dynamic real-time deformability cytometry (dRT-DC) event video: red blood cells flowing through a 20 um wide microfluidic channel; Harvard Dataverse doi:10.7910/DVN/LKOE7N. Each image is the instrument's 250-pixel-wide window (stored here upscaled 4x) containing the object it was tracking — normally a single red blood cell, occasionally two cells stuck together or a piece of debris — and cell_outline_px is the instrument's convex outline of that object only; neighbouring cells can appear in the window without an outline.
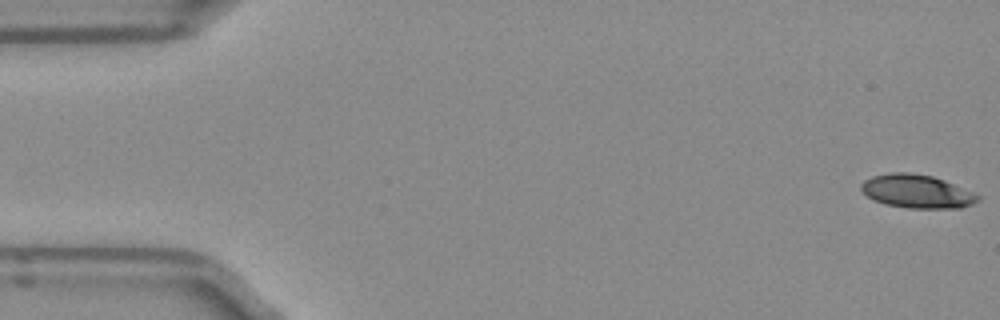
{"species": "Egyptian fruit bat (a non-hibernating species)", "species_latin": "Rousettus aegyptiacus", "temperature_condition": "room temperature", "stored_images_in_passage": 51, "camera_frame_rate_fps": 3000, "um_per_image_px": 0.085, "frame": {"image": 1, "passage_image": 1, "time_ms": 0.0, "image_size_px": [1000, 320], "cell_outline_px": [[980, 200], [972, 204], [960, 208], [908, 208], [884, 204], [872, 200], [860, 188], [860, 184], [864, 180], [872, 176], [892, 172], [908, 172], [932, 176], [944, 180], [972, 192], [980, 196]], "centroid_in_image_um": [77.91, 16.27], "position_along_channel_um": 7.1, "area_um2": 22.72}}
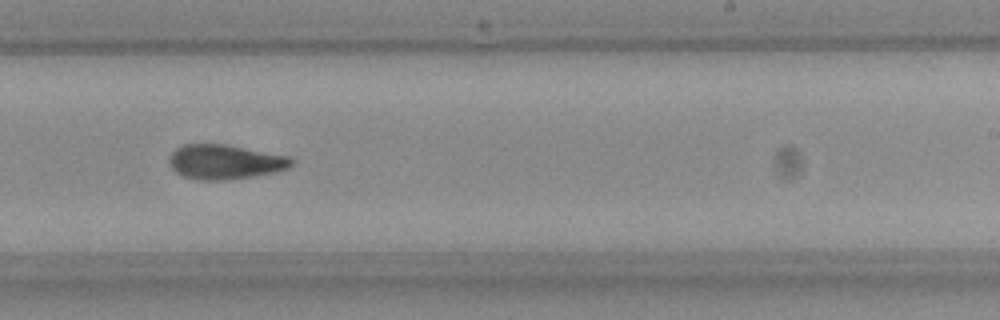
{"frame": {"image": 2, "passage_image": 31, "time_ms": 10.0, "image_size_px": [1000, 320], "cell_outline_px": [[292, 164], [288, 168], [276, 172], [252, 176], [224, 180], [200, 180], [184, 176], [176, 172], [172, 168], [172, 152], [176, 148], [184, 144], [224, 144], [288, 156], [292, 160]], "centroid_in_image_um": [19.14, 13.76], "position_along_channel_um": 269.9, "area_um2": 24.16}}
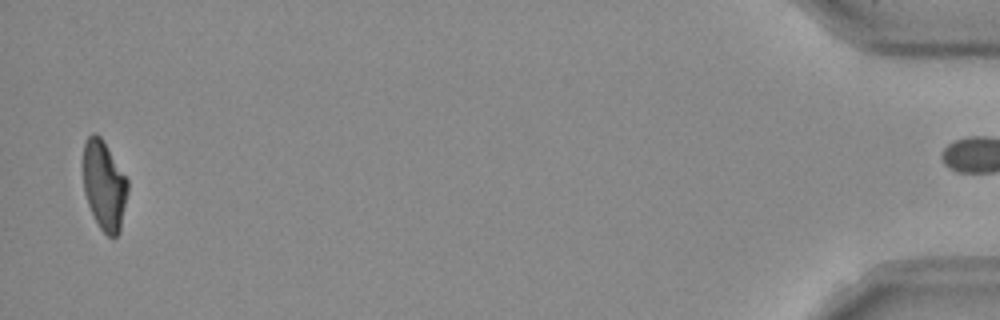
{"frame": {"image": 3, "passage_image": 50, "time_ms": 16.333, "image_size_px": [1000, 320], "cell_outline_px": [[128, 192], [120, 232], [116, 236], [108, 236], [100, 228], [88, 204], [84, 192], [84, 144], [88, 136], [92, 132], [96, 132], [104, 140], [128, 180]], "centroid_in_image_um": [8.87, 15.73], "position_along_channel_um": 426.3, "area_um2": 23.18}, "authors_computed_cell_mechanics": {"area_um2": 24.1604, "velocity_mm_per_s": 3.9698, "shape_relaxation_time_tau1_ms": 6.4096, "shape_relaxation_time_tau2_ms": 3.7616, "deformation_change_tau1": 0.2084, "deformation_change_tau2": 0.114}}